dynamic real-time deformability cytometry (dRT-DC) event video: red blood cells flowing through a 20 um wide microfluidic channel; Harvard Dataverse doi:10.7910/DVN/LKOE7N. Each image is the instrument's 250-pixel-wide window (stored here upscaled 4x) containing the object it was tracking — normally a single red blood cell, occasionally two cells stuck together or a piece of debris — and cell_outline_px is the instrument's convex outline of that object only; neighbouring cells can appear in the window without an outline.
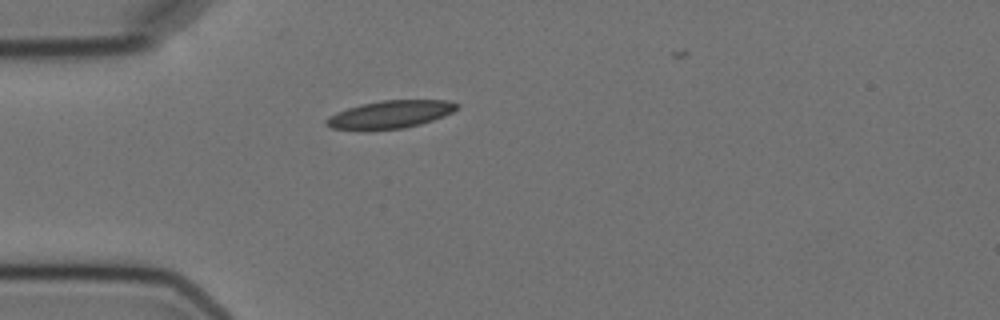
{"species": "Egyptian fruit bat (a non-hibernating species)", "species_latin": "Rousettus aegyptiacus", "temperature_condition": "cold", "stored_images_in_passage": 2, "camera_frame_rate_fps": 3000, "um_per_image_px": 0.085, "animal": {"sex": "female"}, "frame": {"image": 1, "passage_image": 2, "time_ms": 2.333, "image_size_px": [1000, 320], "cell_outline_px": [[460, 104], [452, 112], [444, 116], [420, 124], [404, 128], [364, 132], [332, 128], [324, 124], [324, 120], [328, 116], [336, 112], [360, 104], [384, 100], [448, 100]], "centroid_in_image_um": [33.09, 9.75], "position_along_channel_um": 51.9, "area_um2": 21.62}}